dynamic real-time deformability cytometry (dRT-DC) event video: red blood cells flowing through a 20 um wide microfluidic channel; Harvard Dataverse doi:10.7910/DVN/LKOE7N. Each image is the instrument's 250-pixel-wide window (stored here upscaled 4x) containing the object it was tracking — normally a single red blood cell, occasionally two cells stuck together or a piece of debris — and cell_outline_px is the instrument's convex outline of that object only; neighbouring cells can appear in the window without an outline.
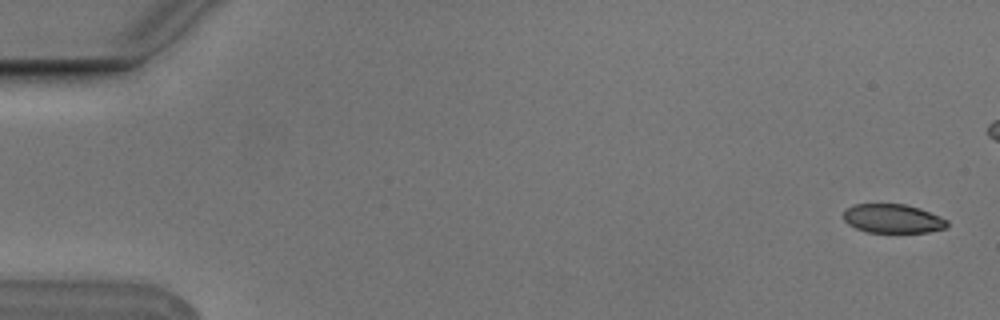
{"species": "Egyptian fruit bat (a non-hibernating species)", "species_latin": "Rousettus aegyptiacus", "temperature_condition": "cold", "stored_images_in_passage": 6, "camera_frame_rate_fps": 3000, "um_per_image_px": 0.085, "animal": {"sex": "male"}, "frame": {"image": 1, "passage_image": 1, "time_ms": 0.0, "image_size_px": [1000, 320], "cell_outline_px": [[948, 228], [928, 232], [868, 232], [856, 228], [848, 224], [844, 220], [844, 212], [852, 204], [904, 204], [920, 208], [940, 216], [948, 220]], "centroid_in_image_um": [75.92, 18.58], "position_along_channel_um": 9.1, "area_um2": 17.51}}